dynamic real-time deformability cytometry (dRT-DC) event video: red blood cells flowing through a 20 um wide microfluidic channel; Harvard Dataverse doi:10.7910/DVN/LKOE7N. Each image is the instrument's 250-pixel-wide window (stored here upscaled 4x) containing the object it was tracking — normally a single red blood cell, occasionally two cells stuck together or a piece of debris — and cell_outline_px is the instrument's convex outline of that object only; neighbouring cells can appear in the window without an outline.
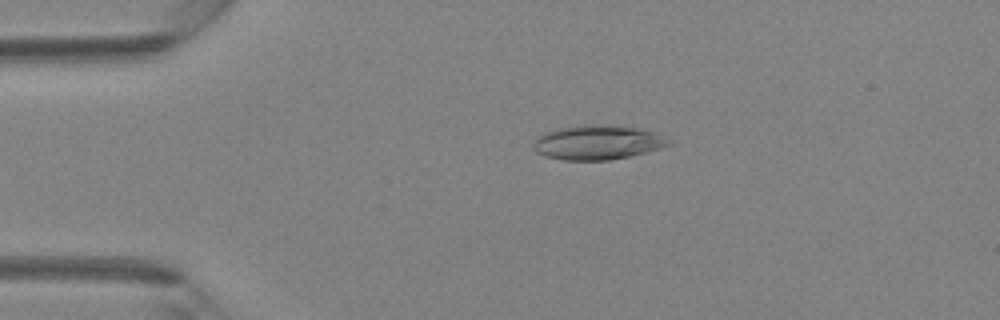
{"species": "Egyptian fruit bat (a non-hibernating species)", "species_latin": "Rousettus aegyptiacus", "temperature_condition": "room temperature", "stored_images_in_passage": 42, "camera_frame_rate_fps": 3000, "um_per_image_px": 0.085, "animal": {"sex": "female"}, "frame": {"image": 1, "passage_image": 9, "time_ms": 2.667, "image_size_px": [1000, 320], "cell_outline_px": [[672, 144], [660, 148], [628, 156], [608, 160], [564, 160], [544, 156], [536, 152], [532, 148], [532, 144], [536, 136], [544, 132], [560, 128], [584, 124], [608, 124], [640, 128], [652, 132], [672, 140]], "centroid_in_image_um": [50.74, 12.09], "position_along_channel_um": 34.3, "area_um2": 27.34}}
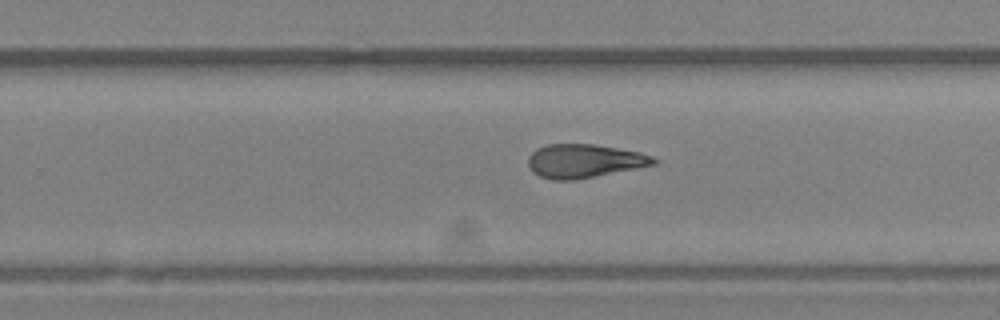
{"frame": {"image": 2, "passage_image": 27, "time_ms": 8.667, "image_size_px": [1000, 320], "cell_outline_px": [[660, 160], [656, 164], [596, 176], [572, 180], [552, 180], [540, 176], [532, 172], [528, 168], [528, 156], [536, 148], [548, 144], [592, 144], [640, 152], [652, 156]], "centroid_in_image_um": [49.64, 13.68], "position_along_channel_um": 280.2, "area_um2": 24.62}}
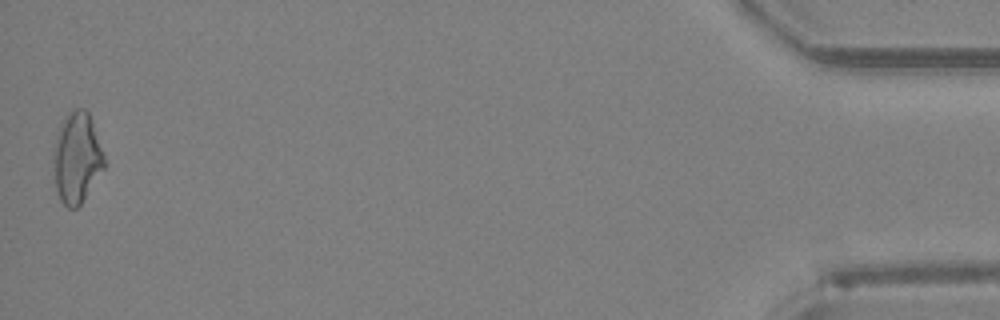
{"frame": {"image": 3, "passage_image": 42, "time_ms": 13.667, "image_size_px": [1000, 320], "cell_outline_px": [[104, 168], [80, 204], [76, 208], [68, 208], [60, 200], [56, 188], [52, 156], [52, 152], [56, 136], [60, 124], [68, 112], [76, 108], [84, 108], [88, 112], [104, 156]], "centroid_in_image_um": [6.49, 13.4], "position_along_channel_um": 428.7, "area_um2": 26.59}}